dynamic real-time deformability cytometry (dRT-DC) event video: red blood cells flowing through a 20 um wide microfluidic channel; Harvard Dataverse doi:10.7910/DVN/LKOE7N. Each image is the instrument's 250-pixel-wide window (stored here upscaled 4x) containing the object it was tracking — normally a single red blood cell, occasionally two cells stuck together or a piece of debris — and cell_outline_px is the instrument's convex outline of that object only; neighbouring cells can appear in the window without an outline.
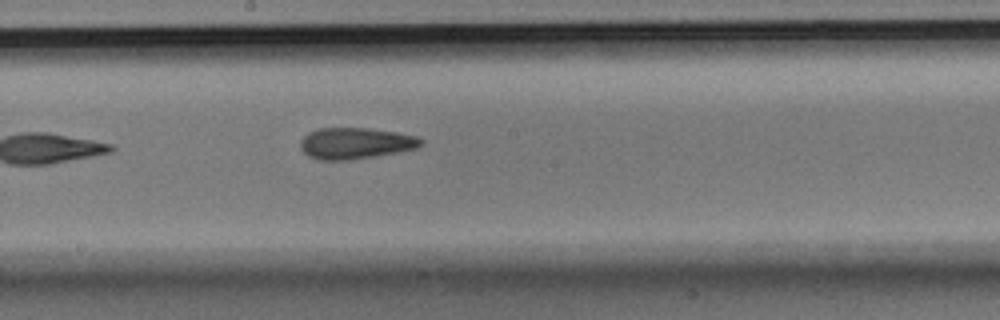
{"species": "Egyptian fruit bat (a non-hibernating species)", "species_latin": "Rousettus aegyptiacus", "temperature_condition": "room temperature", "stored_images_in_passage": 9, "camera_frame_rate_fps": 3000, "um_per_image_px": 0.085, "animal": {"sex": "male"}, "frame": {"image": 1, "passage_image": 9, "time_ms": 2.667, "image_size_px": [1000, 320], "cell_outline_px": [[424, 144], [416, 148], [400, 152], [348, 160], [320, 160], [308, 156], [300, 148], [300, 140], [308, 132], [320, 128], [368, 128], [396, 132], [416, 136], [424, 140]], "centroid_in_image_um": [30.22, 12.18], "position_along_channel_um": 218.0, "area_um2": 22.08}}